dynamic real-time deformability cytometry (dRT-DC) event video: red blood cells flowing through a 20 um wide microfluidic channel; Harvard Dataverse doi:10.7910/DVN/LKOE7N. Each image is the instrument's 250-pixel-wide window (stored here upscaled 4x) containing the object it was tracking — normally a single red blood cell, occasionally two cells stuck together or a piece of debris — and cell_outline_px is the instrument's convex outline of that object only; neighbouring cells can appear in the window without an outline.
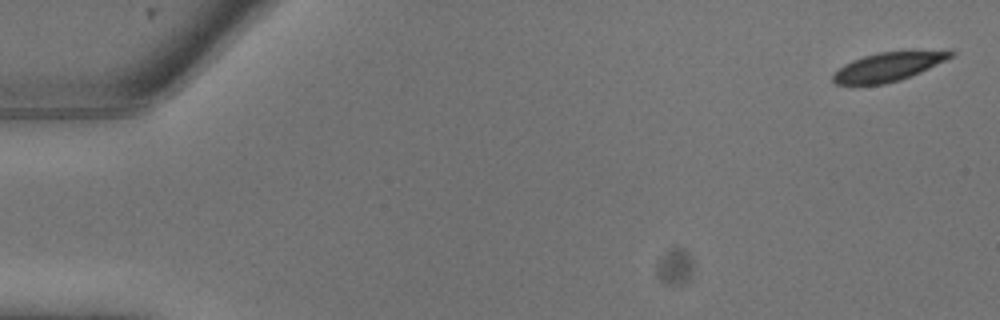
{"species": "common noctule bat (a hibernating species)", "species_latin": "Nyctalus noctula", "temperature_condition": "warm", "stored_images_in_passage": 8, "camera_frame_rate_fps": 3000, "um_per_image_px": 0.085, "animal": {"sex": "male", "body_mass_g": 13.3}, "frame": {"image": 1, "passage_image": 1, "time_ms": 0.0, "image_size_px": [1000, 320], "cell_outline_px": [[956, 52], [952, 56], [920, 72], [900, 80], [884, 84], [852, 88], [836, 84], [832, 80], [832, 76], [844, 64], [852, 60], [864, 56], [880, 52], [952, 48]], "centroid_in_image_um": [75.5, 5.68], "position_along_channel_um": 9.5, "area_um2": 20.63}}
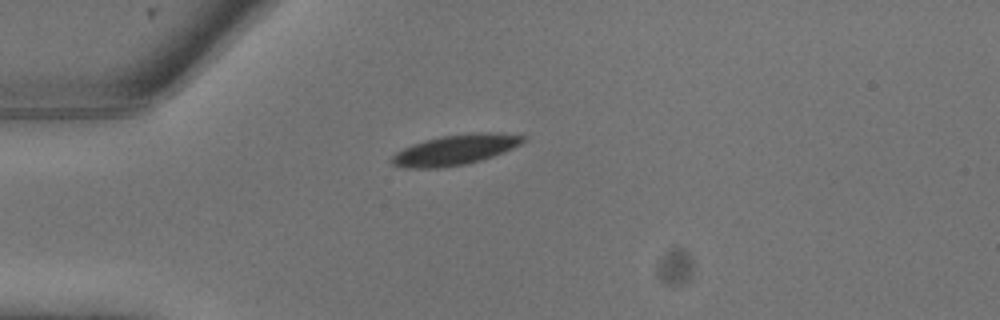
{"frame": {"image": 2, "passage_image": 7, "time_ms": 2.0, "image_size_px": [1000, 320], "cell_outline_px": [[524, 140], [520, 144], [504, 152], [480, 160], [464, 164], [440, 168], [404, 168], [392, 164], [388, 160], [396, 152], [404, 148], [428, 140], [444, 136], [472, 132], [496, 132], [524, 136]], "centroid_in_image_um": [38.68, 12.74], "position_along_channel_um": 46.3, "area_um2": 22.83}}